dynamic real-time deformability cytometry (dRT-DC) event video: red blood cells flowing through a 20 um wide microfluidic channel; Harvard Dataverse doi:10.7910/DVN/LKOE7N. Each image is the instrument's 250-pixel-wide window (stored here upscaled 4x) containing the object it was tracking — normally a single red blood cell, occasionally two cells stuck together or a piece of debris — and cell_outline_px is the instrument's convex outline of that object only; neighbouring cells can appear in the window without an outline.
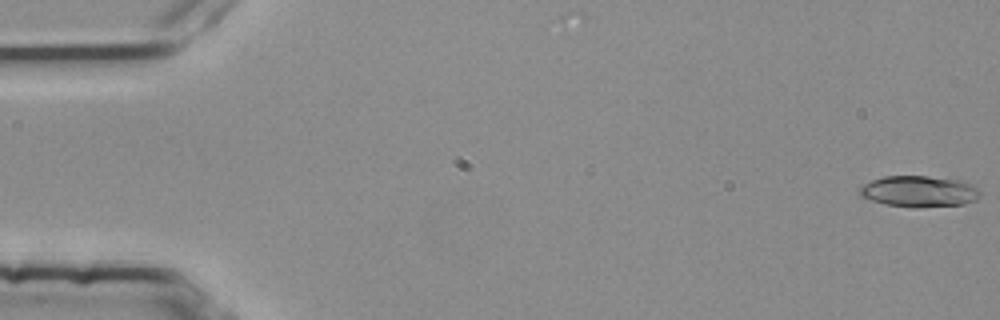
{"species": "common noctule bat (a hibernating species)", "species_latin": "Nyctalus noctula", "temperature_condition": "room temperature", "stored_images_in_passage": 4, "camera_frame_rate_fps": 3000, "um_per_image_px": 0.085, "animal": {"sex": "female", "body_mass_g": 25.1}, "frame": {"image": 1, "passage_image": 1, "time_ms": 0.0, "image_size_px": [1000, 320], "cell_outline_px": [[980, 196], [976, 200], [964, 204], [916, 208], [912, 208], [884, 204], [860, 196], [860, 188], [864, 184], [872, 180], [884, 176], [928, 176], [964, 180], [976, 188], [980, 192]], "centroid_in_image_um": [78.14, 16.27], "position_along_channel_um": 6.9, "area_um2": 22.02}}
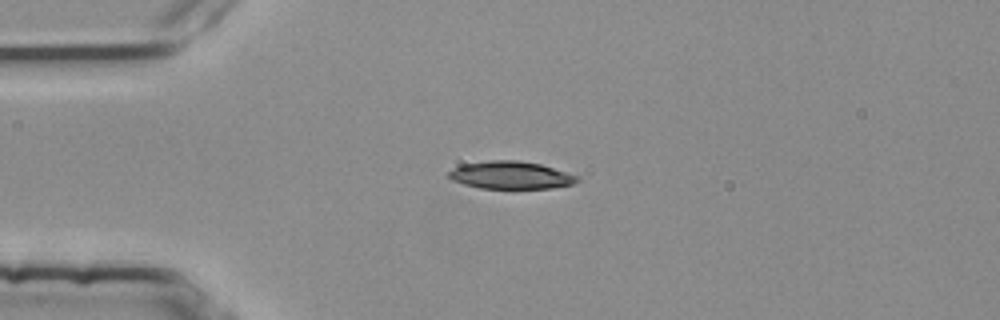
{"frame": {"image": 2, "passage_image": 4, "time_ms": 1.0, "image_size_px": [1000, 320], "cell_outline_px": [[580, 180], [572, 184], [552, 188], [480, 188], [464, 184], [452, 180], [448, 176], [448, 172], [452, 168], [464, 164], [488, 160], [516, 160], [540, 164], [580, 176]], "centroid_in_image_um": [43.42, 14.88], "position_along_channel_um": 41.6, "area_um2": 20.63}}